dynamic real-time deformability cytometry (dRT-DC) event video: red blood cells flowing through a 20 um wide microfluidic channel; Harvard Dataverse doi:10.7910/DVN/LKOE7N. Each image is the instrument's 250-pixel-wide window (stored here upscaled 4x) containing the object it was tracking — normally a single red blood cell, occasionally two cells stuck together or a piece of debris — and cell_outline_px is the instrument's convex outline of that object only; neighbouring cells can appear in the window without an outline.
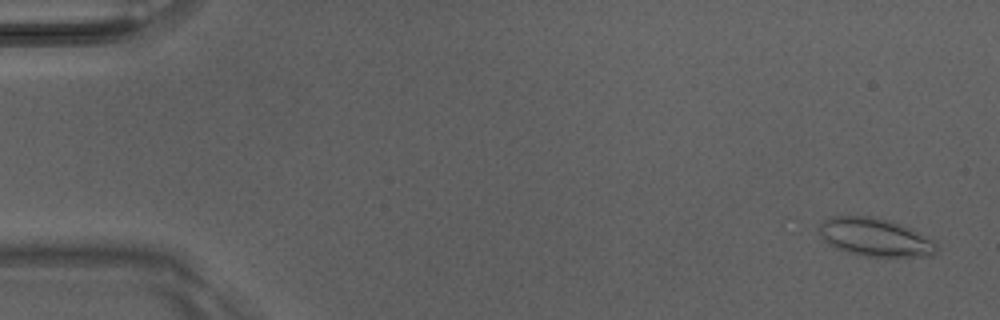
{"species": "Egyptian fruit bat (a non-hibernating species)", "species_latin": "Rousettus aegyptiacus", "temperature_condition": "room temperature", "stored_images_in_passage": 5, "camera_frame_rate_fps": 3000, "um_per_image_px": 0.085, "animal": {"sex": "male"}, "frame": {"image": 1, "passage_image": 1, "time_ms": 0.0, "image_size_px": [1000, 320], "cell_outline_px": [[940, 248], [932, 256], [856, 256], [836, 248], [828, 244], [820, 236], [816, 224], [832, 216], [872, 216], [892, 220], [912, 228], [936, 240]], "centroid_in_image_um": [74.4, 20.16], "position_along_channel_um": 10.6, "area_um2": 26.93}}